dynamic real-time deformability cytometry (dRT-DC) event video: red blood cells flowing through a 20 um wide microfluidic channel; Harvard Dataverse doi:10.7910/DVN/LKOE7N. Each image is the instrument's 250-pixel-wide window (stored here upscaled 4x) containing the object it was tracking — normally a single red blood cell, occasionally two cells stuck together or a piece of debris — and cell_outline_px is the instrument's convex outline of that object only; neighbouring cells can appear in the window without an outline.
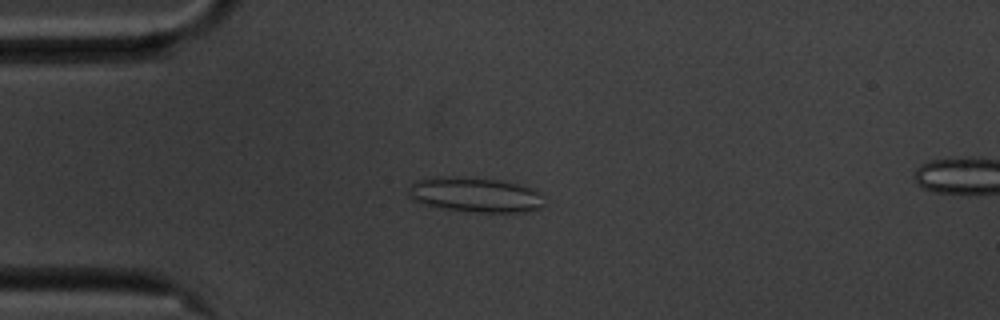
{"species": "common noctule bat (a hibernating species)", "species_latin": "Nyctalus noctula", "temperature_condition": "cold", "stored_images_in_passage": 55, "camera_frame_rate_fps": 3000, "um_per_image_px": 0.085, "animal": {"sex": "male", "body_mass_g": 20.1, "forearm_length_mm": 53.5}, "frame": {"image": 1, "passage_image": 13, "time_ms": 4.0, "image_size_px": [1000, 320], "cell_outline_px": [[544, 204], [540, 208], [528, 212], [476, 212], [444, 208], [420, 204], [412, 200], [408, 196], [408, 192], [412, 184], [416, 180], [436, 176], [456, 176], [500, 180], [516, 184], [540, 192]], "centroid_in_image_um": [40.35, 16.55], "position_along_channel_um": 44.7, "area_um2": 27.69}}
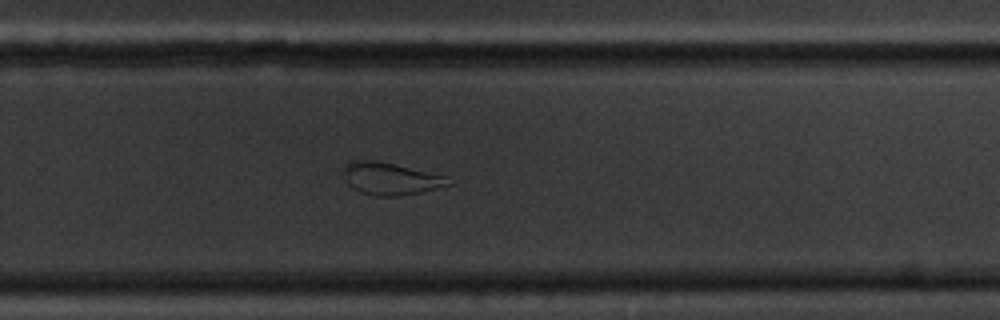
{"frame": {"image": 2, "passage_image": 36, "time_ms": 11.667, "image_size_px": [1000, 320], "cell_outline_px": [[452, 184], [420, 192], [396, 196], [372, 196], [360, 192], [352, 188], [348, 184], [344, 172], [344, 164], [348, 160], [372, 160], [396, 164], [448, 176]], "centroid_in_image_um": [33.18, 15.18], "position_along_channel_um": 296.6, "area_um2": 19.83}}
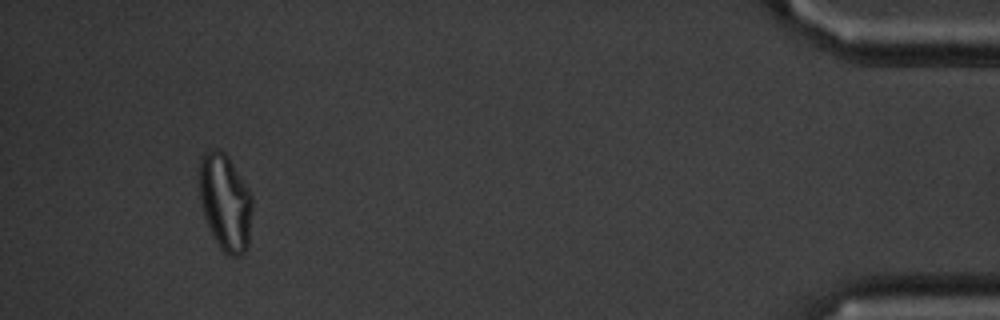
{"frame": {"image": 3, "passage_image": 52, "time_ms": 17.0, "image_size_px": [1000, 320], "cell_outline_px": [[252, 208], [248, 248], [240, 256], [228, 256], [220, 248], [204, 216], [200, 200], [200, 156], [204, 152], [212, 148], [216, 148], [224, 152], [228, 156], [252, 196]], "centroid_in_image_um": [19.15, 17.19], "position_along_channel_um": 416.1, "area_um2": 29.71}, "authors_computed_cell_mechanics": {"area_um2": 25.9522, "velocity_mm_per_s": 3.5246, "shape_relaxation_time_tau1_ms": null, "shape_relaxation_time_tau2_ms": 3.3577, "deformation_change_tau1": null, "deformation_change_tau2": 0.1039}}